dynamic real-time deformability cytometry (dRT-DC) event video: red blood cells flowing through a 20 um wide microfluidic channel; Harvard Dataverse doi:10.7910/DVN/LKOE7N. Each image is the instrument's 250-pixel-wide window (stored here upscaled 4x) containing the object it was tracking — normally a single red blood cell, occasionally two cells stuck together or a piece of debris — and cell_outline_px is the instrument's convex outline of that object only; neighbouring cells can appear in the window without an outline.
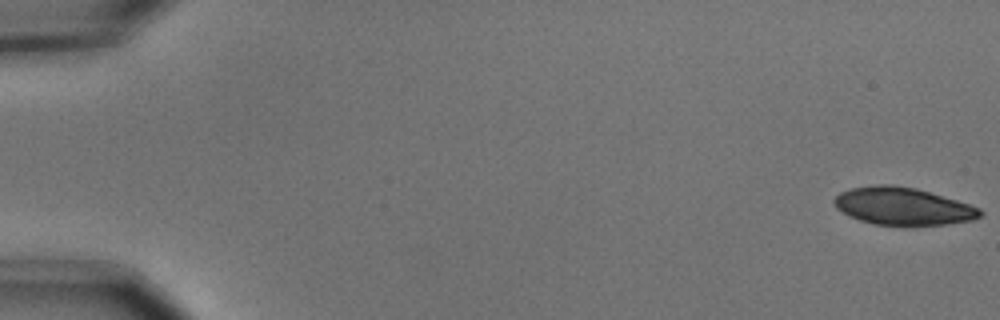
{"species": "common noctule bat (a hibernating species)", "species_latin": "Nyctalus noctula", "temperature_condition": "cold", "stored_images_in_passage": 8, "camera_frame_rate_fps": 3000, "um_per_image_px": 0.085, "animal": {"sex": "male", "body_mass_g": 15.6}, "frame": {"image": 1, "passage_image": 1, "time_ms": 0.0, "image_size_px": [1000, 320], "cell_outline_px": [[984, 212], [980, 216], [972, 220], [948, 224], [904, 228], [876, 224], [860, 220], [836, 208], [832, 200], [840, 192], [848, 188], [876, 184], [892, 184], [916, 188], [956, 200], [980, 208]], "centroid_in_image_um": [76.74, 17.55], "position_along_channel_um": 8.3, "area_um2": 32.54}}